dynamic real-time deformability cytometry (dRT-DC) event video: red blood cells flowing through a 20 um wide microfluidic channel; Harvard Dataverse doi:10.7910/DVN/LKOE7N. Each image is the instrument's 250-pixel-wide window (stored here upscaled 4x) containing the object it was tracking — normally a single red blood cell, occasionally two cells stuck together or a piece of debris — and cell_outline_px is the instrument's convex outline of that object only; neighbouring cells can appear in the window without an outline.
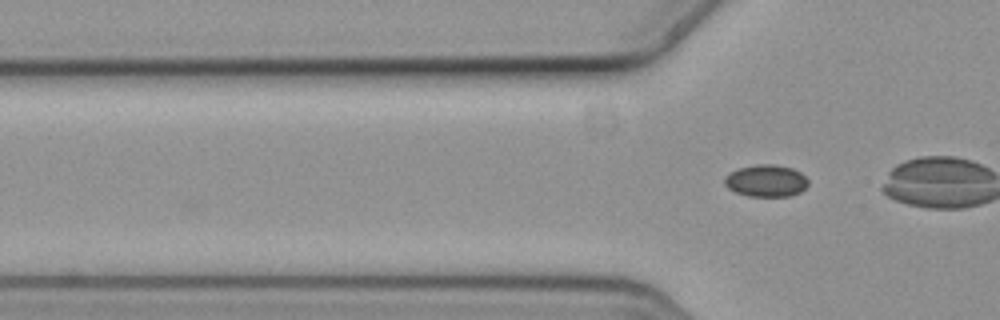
{"species": "common noctule bat (a hibernating species)", "species_latin": "Nyctalus noctula", "temperature_condition": "cold", "stored_images_in_passage": 4, "camera_frame_rate_fps": 3000, "um_per_image_px": 0.085, "animal": {"sex": "female", "body_mass_g": 19.3, "forearm_length_mm": 54.1}, "frame": {"image": 1, "passage_image": 4, "time_ms": 1.0, "image_size_px": [1000, 320], "cell_outline_px": [[808, 184], [800, 192], [788, 196], [748, 196], [736, 192], [728, 188], [724, 184], [724, 176], [740, 168], [756, 164], [772, 164], [792, 168], [800, 172], [808, 180]], "centroid_in_image_um": [65.11, 15.36], "position_along_channel_um": 60.7, "area_um2": 15.49}}